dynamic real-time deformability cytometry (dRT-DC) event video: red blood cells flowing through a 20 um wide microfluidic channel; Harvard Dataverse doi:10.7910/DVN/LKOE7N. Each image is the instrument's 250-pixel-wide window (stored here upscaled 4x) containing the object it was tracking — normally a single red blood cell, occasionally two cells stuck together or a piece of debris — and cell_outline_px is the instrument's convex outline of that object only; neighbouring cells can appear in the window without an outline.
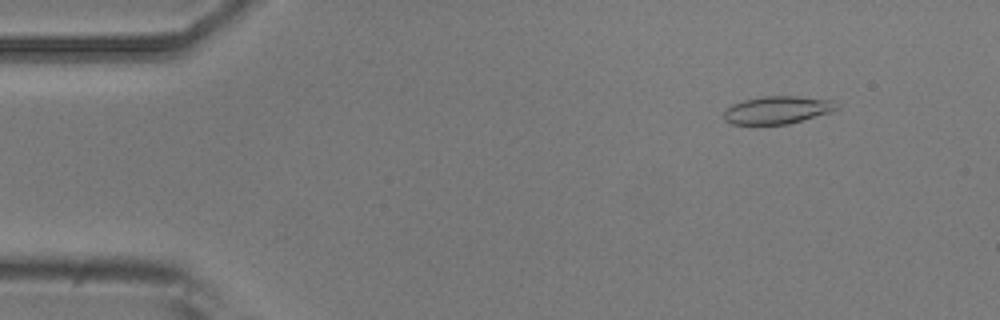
{"species": "common noctule bat (a hibernating species)", "species_latin": "Nyctalus noctula", "temperature_condition": "room temperature", "stored_images_in_passage": 54, "camera_frame_rate_fps": 3000, "um_per_image_px": 0.085, "animal": {"sex": "male", "body_mass_g": 20.5, "forearm_length_mm": 52.5}, "frame": {"image": 1, "passage_image": 6, "time_ms": 1.667, "image_size_px": [1000, 320], "cell_outline_px": [[840, 104], [836, 108], [828, 112], [788, 124], [732, 124], [724, 120], [724, 112], [732, 104], [744, 100], [764, 96], [796, 96], [832, 100]], "centroid_in_image_um": [66.05, 9.34], "position_along_channel_um": 19.0, "area_um2": 17.92}}
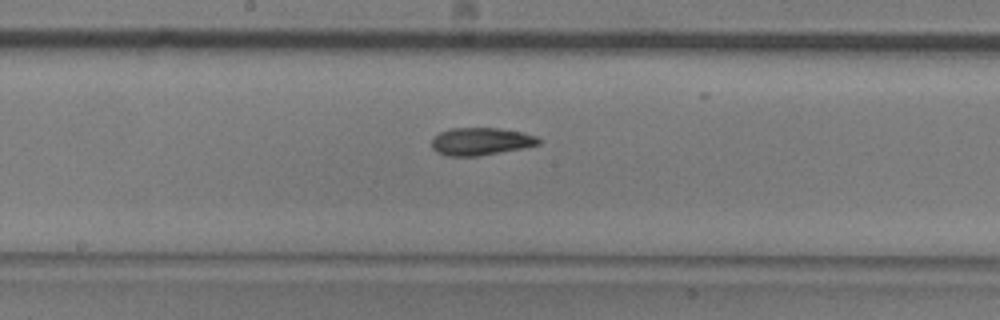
{"frame": {"image": 2, "passage_image": 28, "time_ms": 9.0, "image_size_px": [1000, 320], "cell_outline_px": [[540, 144], [524, 148], [480, 156], [448, 156], [436, 152], [432, 148], [432, 140], [440, 132], [452, 128], [500, 128], [524, 132], [536, 136], [540, 140]], "centroid_in_image_um": [40.89, 12.02], "position_along_channel_um": 207.3, "area_um2": 17.28}}
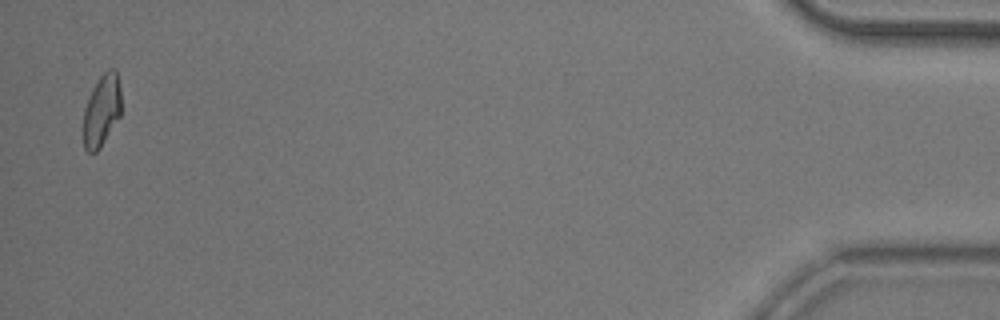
{"frame": {"image": 3, "passage_image": 53, "time_ms": 17.333, "image_size_px": [1000, 320], "cell_outline_px": [[120, 116], [100, 148], [96, 152], [88, 152], [84, 148], [84, 108], [92, 88], [100, 76], [108, 68], [116, 68], [120, 88]], "centroid_in_image_um": [8.65, 9.36], "position_along_channel_um": 426.6, "area_um2": 15.78}, "authors_computed_cell_mechanics": {"area_um2": 17.2533, "velocity_mm_per_s": 3.7187, "shape_relaxation_time_tau1_ms": 10.6112, "shape_relaxation_time_tau2_ms": 3.9486, "deformation_change_tau1": 0.2203, "deformation_change_tau2": 0.1004}}